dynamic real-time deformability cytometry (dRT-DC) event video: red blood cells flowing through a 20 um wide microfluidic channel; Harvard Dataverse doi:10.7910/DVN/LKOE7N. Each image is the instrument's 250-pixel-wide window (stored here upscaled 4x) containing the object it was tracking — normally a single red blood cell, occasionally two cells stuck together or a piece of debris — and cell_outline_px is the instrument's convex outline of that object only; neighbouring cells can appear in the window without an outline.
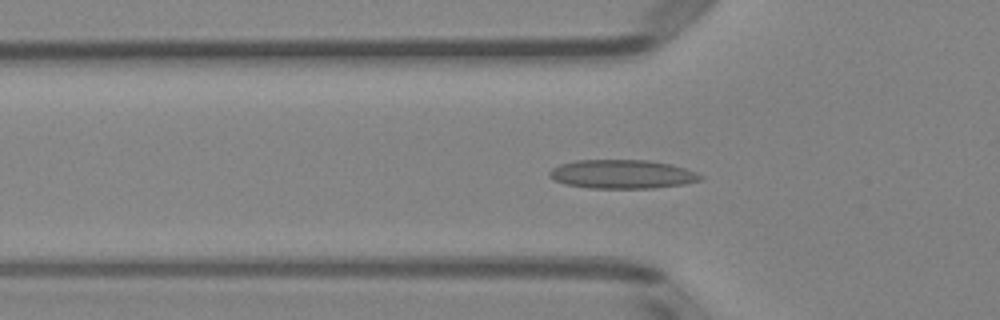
{"species": "Egyptian fruit bat (a non-hibernating species)", "species_latin": "Rousettus aegyptiacus", "temperature_condition": "room temperature", "stored_images_in_passage": 51, "segment_of_instrument_passage": [1, 2], "camera_frame_rate_fps": 3000, "um_per_image_px": 0.085, "animal": {"sex": "female"}, "frame": {"image": 1, "passage_image": 16, "time_ms": 5.0, "image_size_px": [1000, 320], "cell_outline_px": [[704, 180], [684, 184], [652, 188], [588, 188], [568, 184], [556, 180], [548, 176], [548, 172], [552, 168], [560, 164], [576, 160], [648, 160], [672, 164], [696, 172], [704, 176]], "centroid_in_image_um": [52.92, 14.8], "position_along_channel_um": 72.9, "area_um2": 25.43}}
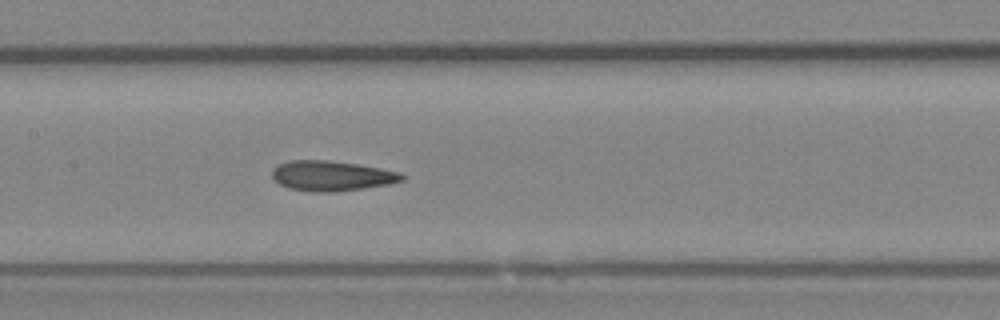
{"frame": {"image": 2, "passage_image": 24, "time_ms": 7.667, "image_size_px": [1000, 320], "cell_outline_px": [[404, 180], [388, 184], [364, 188], [336, 192], [312, 192], [288, 188], [280, 184], [272, 176], [272, 168], [276, 164], [288, 160], [328, 160], [356, 164], [380, 168], [400, 172], [404, 176]], "centroid_in_image_um": [28.15, 14.94], "position_along_channel_um": 179.2, "area_um2": 22.89}}
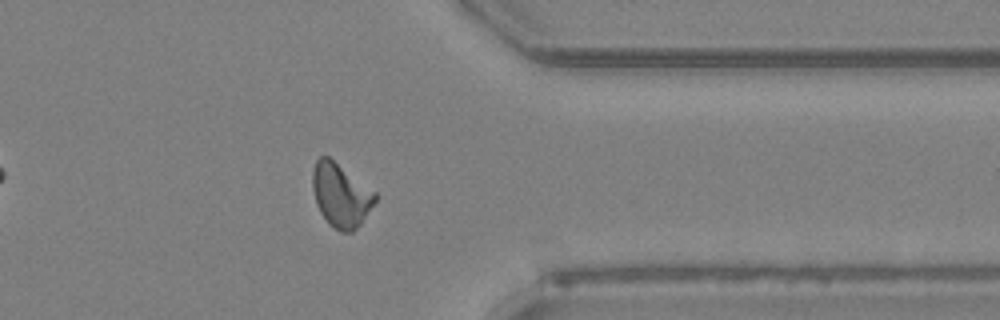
{"frame": {"image": 3, "passage_image": 40, "time_ms": 13.0, "image_size_px": [1000, 320], "cell_outline_px": [[376, 200], [360, 224], [352, 232], [340, 232], [328, 224], [320, 212], [316, 204], [312, 188], [312, 172], [316, 160], [320, 156], [328, 156], [376, 192]], "centroid_in_image_um": [28.94, 16.59], "position_along_channel_um": 382.5, "area_um2": 23.12}}